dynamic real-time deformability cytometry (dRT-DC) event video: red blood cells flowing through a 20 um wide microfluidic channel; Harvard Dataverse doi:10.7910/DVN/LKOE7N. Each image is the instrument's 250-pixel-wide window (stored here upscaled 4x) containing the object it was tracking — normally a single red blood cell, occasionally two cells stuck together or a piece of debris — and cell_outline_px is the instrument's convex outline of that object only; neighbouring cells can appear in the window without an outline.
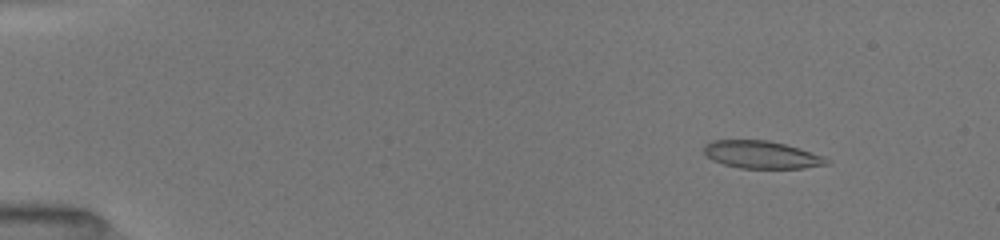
{"species": "common noctule bat (a hibernating species)", "species_latin": "Nyctalus noctula", "temperature_condition": "room temperature", "stored_images_in_passage": 11, "camera_frame_rate_fps": 3000, "um_per_image_px": 0.085, "animal": {"sex": "female", "body_mass_g": 19.5, "forearm_length_mm": 54.1}, "frame": {"image": 1, "passage_image": 4, "time_ms": 2.0, "image_size_px": [1000, 240], "cell_outline_px": [[832, 164], [804, 168], [740, 168], [724, 164], [712, 160], [704, 152], [704, 144], [712, 140], [768, 140], [800, 148], [824, 156], [832, 160]], "centroid_in_image_um": [64.79, 13.15], "position_along_channel_um": 20.2, "area_um2": 19.88}}
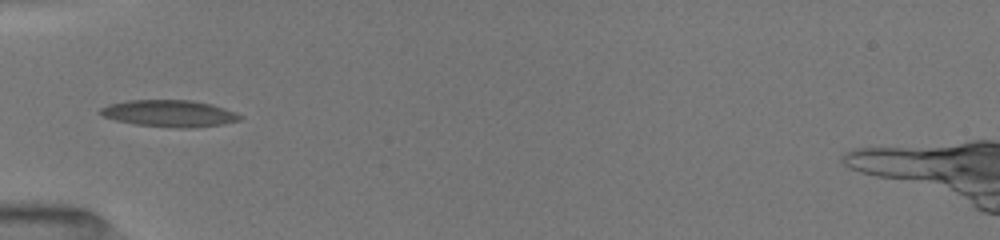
{"frame": {"image": 2, "passage_image": 10, "time_ms": 6.0, "image_size_px": [1000, 240], "cell_outline_px": [[240, 120], [220, 124], [192, 128], [176, 128], [136, 124], [116, 120], [104, 116], [96, 112], [100, 108], [108, 104], [128, 100], [192, 100], [212, 104], [224, 108], [240, 116]], "centroid_in_image_um": [14.33, 9.63], "position_along_channel_um": 70.7, "area_um2": 21.62}}